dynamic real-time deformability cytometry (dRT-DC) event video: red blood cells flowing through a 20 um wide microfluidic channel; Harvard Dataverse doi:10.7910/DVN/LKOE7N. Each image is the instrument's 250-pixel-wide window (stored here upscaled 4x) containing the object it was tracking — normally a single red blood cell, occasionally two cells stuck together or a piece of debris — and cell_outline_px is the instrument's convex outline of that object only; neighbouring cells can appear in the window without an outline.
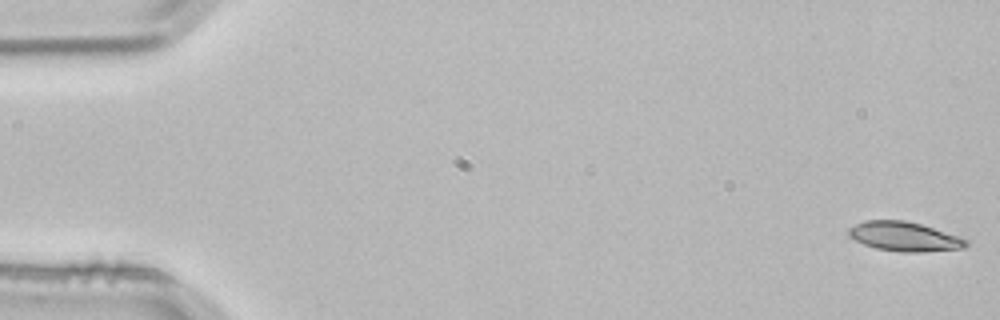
{"species": "common noctule bat (a hibernating species)", "species_latin": "Nyctalus noctula", "temperature_condition": "room temperature", "stored_images_in_passage": 4, "camera_frame_rate_fps": 3000, "um_per_image_px": 0.085, "animal": {"sex": "male", "body_mass_g": 21.5, "forearm_length_mm": 52.0}, "frame": {"image": 1, "passage_image": 1, "time_ms": 0.0, "image_size_px": [1000, 320], "cell_outline_px": [[968, 244], [964, 248], [920, 252], [900, 252], [876, 248], [864, 244], [848, 236], [848, 228], [864, 220], [904, 220], [920, 224], [960, 236], [968, 240]], "centroid_in_image_um": [76.87, 20.1], "position_along_channel_um": 8.1, "area_um2": 20.06}}
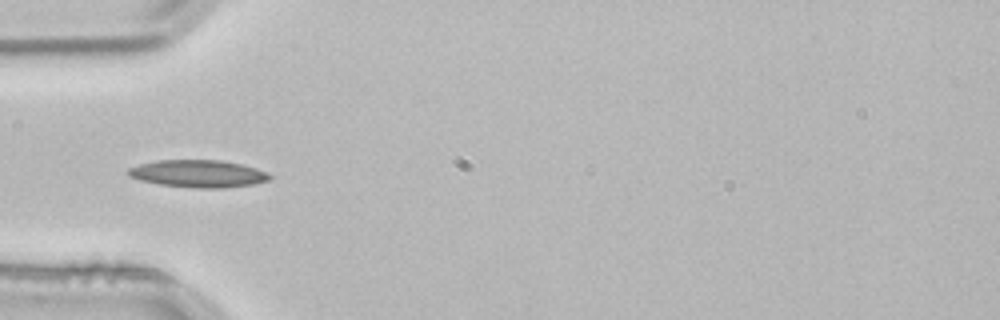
{"frame": {"image": 2, "passage_image": 4, "time_ms": 1.0, "image_size_px": [1000, 320], "cell_outline_px": [[272, 176], [268, 180], [252, 184], [224, 188], [196, 188], [160, 184], [140, 180], [128, 176], [128, 168], [140, 164], [160, 160], [220, 160], [240, 164], [256, 168]], "centroid_in_image_um": [16.82, 14.76], "position_along_channel_um": 68.2, "area_um2": 22.31}}